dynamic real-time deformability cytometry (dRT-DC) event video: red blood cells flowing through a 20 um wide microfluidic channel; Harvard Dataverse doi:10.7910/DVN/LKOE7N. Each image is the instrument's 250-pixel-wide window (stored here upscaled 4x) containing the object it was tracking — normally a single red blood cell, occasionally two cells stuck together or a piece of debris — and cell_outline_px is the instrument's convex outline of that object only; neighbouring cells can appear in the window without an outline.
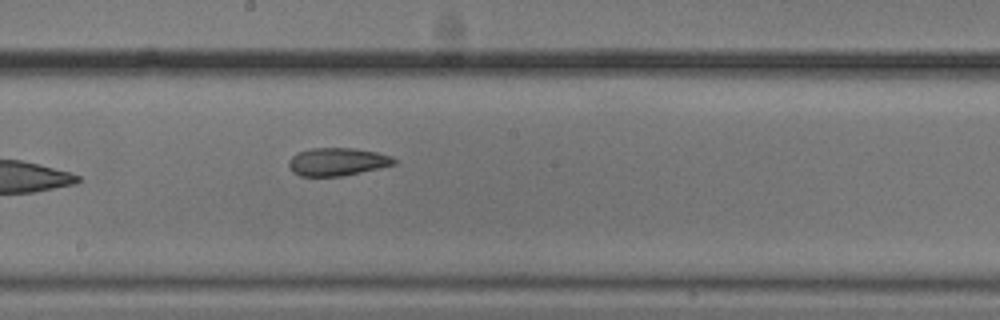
{"species": "common noctule bat (a hibernating species)", "species_latin": "Nyctalus noctula", "temperature_condition": "cold", "stored_images_in_passage": 7, "camera_frame_rate_fps": 3000, "um_per_image_px": 0.085, "animal": {"sex": "male", "body_mass_g": 20.5, "forearm_length_mm": 52.5}, "frame": {"image": 1, "passage_image": 7, "time_ms": 2.0, "image_size_px": [1000, 320], "cell_outline_px": [[396, 164], [380, 168], [344, 176], [300, 176], [292, 172], [288, 164], [288, 160], [292, 156], [300, 152], [312, 148], [352, 148], [376, 152], [392, 156], [396, 160]], "centroid_in_image_um": [28.68, 13.76], "position_along_channel_um": 219.5, "area_um2": 17.17}}